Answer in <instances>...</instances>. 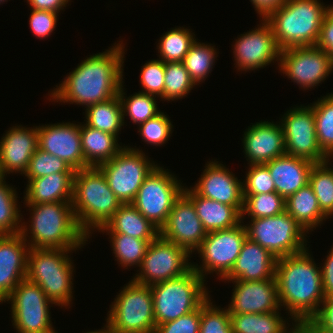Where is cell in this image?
I'll return each instance as SVG.
<instances>
[{"label": "cell", "instance_id": "cell-1", "mask_svg": "<svg viewBox=\"0 0 333 333\" xmlns=\"http://www.w3.org/2000/svg\"><path fill=\"white\" fill-rule=\"evenodd\" d=\"M123 41L103 53L90 55L50 93L52 100L90 105L108 101L119 94L123 83Z\"/></svg>", "mask_w": 333, "mask_h": 333}, {"label": "cell", "instance_id": "cell-2", "mask_svg": "<svg viewBox=\"0 0 333 333\" xmlns=\"http://www.w3.org/2000/svg\"><path fill=\"white\" fill-rule=\"evenodd\" d=\"M309 250L278 258L275 268L280 306L286 307L292 321L312 319L325 298L321 269Z\"/></svg>", "mask_w": 333, "mask_h": 333}, {"label": "cell", "instance_id": "cell-3", "mask_svg": "<svg viewBox=\"0 0 333 333\" xmlns=\"http://www.w3.org/2000/svg\"><path fill=\"white\" fill-rule=\"evenodd\" d=\"M31 213V225L22 224L20 234L27 242L28 231L32 234L29 248L77 250L88 241L80 229L71 202L26 204ZM29 229V230H28ZM31 242V243H30Z\"/></svg>", "mask_w": 333, "mask_h": 333}, {"label": "cell", "instance_id": "cell-4", "mask_svg": "<svg viewBox=\"0 0 333 333\" xmlns=\"http://www.w3.org/2000/svg\"><path fill=\"white\" fill-rule=\"evenodd\" d=\"M71 204L76 221L88 238L90 229L104 226L122 205L98 167L75 171Z\"/></svg>", "mask_w": 333, "mask_h": 333}, {"label": "cell", "instance_id": "cell-5", "mask_svg": "<svg viewBox=\"0 0 333 333\" xmlns=\"http://www.w3.org/2000/svg\"><path fill=\"white\" fill-rule=\"evenodd\" d=\"M328 12L320 0H287L265 20L271 25L281 50L296 46H314Z\"/></svg>", "mask_w": 333, "mask_h": 333}, {"label": "cell", "instance_id": "cell-6", "mask_svg": "<svg viewBox=\"0 0 333 333\" xmlns=\"http://www.w3.org/2000/svg\"><path fill=\"white\" fill-rule=\"evenodd\" d=\"M75 250L29 248L26 278L35 282L55 305L67 307L73 295L74 265L69 253Z\"/></svg>", "mask_w": 333, "mask_h": 333}, {"label": "cell", "instance_id": "cell-7", "mask_svg": "<svg viewBox=\"0 0 333 333\" xmlns=\"http://www.w3.org/2000/svg\"><path fill=\"white\" fill-rule=\"evenodd\" d=\"M204 281L192 268L180 277L151 285L156 325L198 309L209 298Z\"/></svg>", "mask_w": 333, "mask_h": 333}, {"label": "cell", "instance_id": "cell-8", "mask_svg": "<svg viewBox=\"0 0 333 333\" xmlns=\"http://www.w3.org/2000/svg\"><path fill=\"white\" fill-rule=\"evenodd\" d=\"M110 306L107 326L111 333H154L153 297L150 286L133 280L122 288Z\"/></svg>", "mask_w": 333, "mask_h": 333}, {"label": "cell", "instance_id": "cell-9", "mask_svg": "<svg viewBox=\"0 0 333 333\" xmlns=\"http://www.w3.org/2000/svg\"><path fill=\"white\" fill-rule=\"evenodd\" d=\"M250 221L251 224L245 225L247 238L277 259L308 249L307 233L286 211L276 216L251 218Z\"/></svg>", "mask_w": 333, "mask_h": 333}, {"label": "cell", "instance_id": "cell-10", "mask_svg": "<svg viewBox=\"0 0 333 333\" xmlns=\"http://www.w3.org/2000/svg\"><path fill=\"white\" fill-rule=\"evenodd\" d=\"M167 170L156 165L144 179L131 203L159 230L166 223L175 201L184 190L180 180Z\"/></svg>", "mask_w": 333, "mask_h": 333}, {"label": "cell", "instance_id": "cell-11", "mask_svg": "<svg viewBox=\"0 0 333 333\" xmlns=\"http://www.w3.org/2000/svg\"><path fill=\"white\" fill-rule=\"evenodd\" d=\"M157 164L150 162L138 148L123 149L98 168L103 172L108 186L122 204L132 203L146 176Z\"/></svg>", "mask_w": 333, "mask_h": 333}, {"label": "cell", "instance_id": "cell-12", "mask_svg": "<svg viewBox=\"0 0 333 333\" xmlns=\"http://www.w3.org/2000/svg\"><path fill=\"white\" fill-rule=\"evenodd\" d=\"M11 302L12 325L18 333H57L52 327L50 304L35 282L23 279L5 300Z\"/></svg>", "mask_w": 333, "mask_h": 333}, {"label": "cell", "instance_id": "cell-13", "mask_svg": "<svg viewBox=\"0 0 333 333\" xmlns=\"http://www.w3.org/2000/svg\"><path fill=\"white\" fill-rule=\"evenodd\" d=\"M190 255L187 249L158 235L150 243L139 266L140 271L132 280L141 285L151 286L180 277L193 268V263L188 262Z\"/></svg>", "mask_w": 333, "mask_h": 333}, {"label": "cell", "instance_id": "cell-14", "mask_svg": "<svg viewBox=\"0 0 333 333\" xmlns=\"http://www.w3.org/2000/svg\"><path fill=\"white\" fill-rule=\"evenodd\" d=\"M246 238V227L241 223L229 229L208 232L197 249L202 265L193 264V269L203 279L206 273L215 272L223 280L231 271Z\"/></svg>", "mask_w": 333, "mask_h": 333}, {"label": "cell", "instance_id": "cell-15", "mask_svg": "<svg viewBox=\"0 0 333 333\" xmlns=\"http://www.w3.org/2000/svg\"><path fill=\"white\" fill-rule=\"evenodd\" d=\"M280 121L287 155L302 158L314 164L330 160L318 144L314 109L311 105L293 107Z\"/></svg>", "mask_w": 333, "mask_h": 333}, {"label": "cell", "instance_id": "cell-16", "mask_svg": "<svg viewBox=\"0 0 333 333\" xmlns=\"http://www.w3.org/2000/svg\"><path fill=\"white\" fill-rule=\"evenodd\" d=\"M279 68L285 76L307 90L324 82L333 70V57L314 46L281 50Z\"/></svg>", "mask_w": 333, "mask_h": 333}, {"label": "cell", "instance_id": "cell-17", "mask_svg": "<svg viewBox=\"0 0 333 333\" xmlns=\"http://www.w3.org/2000/svg\"><path fill=\"white\" fill-rule=\"evenodd\" d=\"M260 26L241 34L234 44V60L241 71L264 68L274 60L279 62L281 49L277 45L271 25L261 20ZM262 25V26H261Z\"/></svg>", "mask_w": 333, "mask_h": 333}, {"label": "cell", "instance_id": "cell-18", "mask_svg": "<svg viewBox=\"0 0 333 333\" xmlns=\"http://www.w3.org/2000/svg\"><path fill=\"white\" fill-rule=\"evenodd\" d=\"M206 234L193 202L182 193L175 201L166 223L159 230V235L192 254L200 247Z\"/></svg>", "mask_w": 333, "mask_h": 333}, {"label": "cell", "instance_id": "cell-19", "mask_svg": "<svg viewBox=\"0 0 333 333\" xmlns=\"http://www.w3.org/2000/svg\"><path fill=\"white\" fill-rule=\"evenodd\" d=\"M38 147L64 160L74 171L88 168L81 149L80 124L38 126Z\"/></svg>", "mask_w": 333, "mask_h": 333}, {"label": "cell", "instance_id": "cell-20", "mask_svg": "<svg viewBox=\"0 0 333 333\" xmlns=\"http://www.w3.org/2000/svg\"><path fill=\"white\" fill-rule=\"evenodd\" d=\"M192 189L202 197L235 207L241 214L244 206L243 186L228 168L210 161Z\"/></svg>", "mask_w": 333, "mask_h": 333}, {"label": "cell", "instance_id": "cell-21", "mask_svg": "<svg viewBox=\"0 0 333 333\" xmlns=\"http://www.w3.org/2000/svg\"><path fill=\"white\" fill-rule=\"evenodd\" d=\"M235 283L229 313H269L280 310L275 278L260 281L232 280ZM280 308V309H279Z\"/></svg>", "mask_w": 333, "mask_h": 333}, {"label": "cell", "instance_id": "cell-22", "mask_svg": "<svg viewBox=\"0 0 333 333\" xmlns=\"http://www.w3.org/2000/svg\"><path fill=\"white\" fill-rule=\"evenodd\" d=\"M244 153L248 164H265L283 156L285 139L282 125L260 121L250 125L243 136Z\"/></svg>", "mask_w": 333, "mask_h": 333}, {"label": "cell", "instance_id": "cell-23", "mask_svg": "<svg viewBox=\"0 0 333 333\" xmlns=\"http://www.w3.org/2000/svg\"><path fill=\"white\" fill-rule=\"evenodd\" d=\"M38 126L11 127L0 140V168L5 176L10 173L24 174L32 155L38 148Z\"/></svg>", "mask_w": 333, "mask_h": 333}, {"label": "cell", "instance_id": "cell-24", "mask_svg": "<svg viewBox=\"0 0 333 333\" xmlns=\"http://www.w3.org/2000/svg\"><path fill=\"white\" fill-rule=\"evenodd\" d=\"M29 245L23 236L0 235V302L26 278Z\"/></svg>", "mask_w": 333, "mask_h": 333}, {"label": "cell", "instance_id": "cell-25", "mask_svg": "<svg viewBox=\"0 0 333 333\" xmlns=\"http://www.w3.org/2000/svg\"><path fill=\"white\" fill-rule=\"evenodd\" d=\"M277 258L267 249L249 238L242 245L231 271L223 278L232 280L260 281L275 278Z\"/></svg>", "mask_w": 333, "mask_h": 333}, {"label": "cell", "instance_id": "cell-26", "mask_svg": "<svg viewBox=\"0 0 333 333\" xmlns=\"http://www.w3.org/2000/svg\"><path fill=\"white\" fill-rule=\"evenodd\" d=\"M265 165L274 181L276 193L286 199L309 183V173L314 163L285 154Z\"/></svg>", "mask_w": 333, "mask_h": 333}, {"label": "cell", "instance_id": "cell-27", "mask_svg": "<svg viewBox=\"0 0 333 333\" xmlns=\"http://www.w3.org/2000/svg\"><path fill=\"white\" fill-rule=\"evenodd\" d=\"M183 193L193 202L204 230H225L243 223L242 214L233 206L199 196L192 188L184 187ZM242 221V222H241Z\"/></svg>", "mask_w": 333, "mask_h": 333}, {"label": "cell", "instance_id": "cell-28", "mask_svg": "<svg viewBox=\"0 0 333 333\" xmlns=\"http://www.w3.org/2000/svg\"><path fill=\"white\" fill-rule=\"evenodd\" d=\"M74 173H53L28 179L25 204L71 202Z\"/></svg>", "mask_w": 333, "mask_h": 333}, {"label": "cell", "instance_id": "cell-29", "mask_svg": "<svg viewBox=\"0 0 333 333\" xmlns=\"http://www.w3.org/2000/svg\"><path fill=\"white\" fill-rule=\"evenodd\" d=\"M98 230L106 231L108 234H125L142 240H154L159 235V229L131 203L122 204L113 217Z\"/></svg>", "mask_w": 333, "mask_h": 333}, {"label": "cell", "instance_id": "cell-30", "mask_svg": "<svg viewBox=\"0 0 333 333\" xmlns=\"http://www.w3.org/2000/svg\"><path fill=\"white\" fill-rule=\"evenodd\" d=\"M81 149L88 167H98L114 158L123 148L118 137L108 132L80 124Z\"/></svg>", "mask_w": 333, "mask_h": 333}, {"label": "cell", "instance_id": "cell-31", "mask_svg": "<svg viewBox=\"0 0 333 333\" xmlns=\"http://www.w3.org/2000/svg\"><path fill=\"white\" fill-rule=\"evenodd\" d=\"M285 211L309 234L328 219L321 211L318 199L308 183L286 198Z\"/></svg>", "mask_w": 333, "mask_h": 333}, {"label": "cell", "instance_id": "cell-32", "mask_svg": "<svg viewBox=\"0 0 333 333\" xmlns=\"http://www.w3.org/2000/svg\"><path fill=\"white\" fill-rule=\"evenodd\" d=\"M279 311L269 313H229L232 333H291ZM288 328V329H287Z\"/></svg>", "mask_w": 333, "mask_h": 333}, {"label": "cell", "instance_id": "cell-33", "mask_svg": "<svg viewBox=\"0 0 333 333\" xmlns=\"http://www.w3.org/2000/svg\"><path fill=\"white\" fill-rule=\"evenodd\" d=\"M85 112L86 125L118 137L124 125L122 105L118 95L108 101L88 106Z\"/></svg>", "mask_w": 333, "mask_h": 333}, {"label": "cell", "instance_id": "cell-34", "mask_svg": "<svg viewBox=\"0 0 333 333\" xmlns=\"http://www.w3.org/2000/svg\"><path fill=\"white\" fill-rule=\"evenodd\" d=\"M329 161L314 164L309 173V184L327 218L333 215V168L328 166Z\"/></svg>", "mask_w": 333, "mask_h": 333}, {"label": "cell", "instance_id": "cell-35", "mask_svg": "<svg viewBox=\"0 0 333 333\" xmlns=\"http://www.w3.org/2000/svg\"><path fill=\"white\" fill-rule=\"evenodd\" d=\"M311 106L318 144L328 157L333 158V93L318 99Z\"/></svg>", "mask_w": 333, "mask_h": 333}, {"label": "cell", "instance_id": "cell-36", "mask_svg": "<svg viewBox=\"0 0 333 333\" xmlns=\"http://www.w3.org/2000/svg\"><path fill=\"white\" fill-rule=\"evenodd\" d=\"M216 54V48L211 44L197 42V39L191 44L183 63L196 85L206 80L213 68Z\"/></svg>", "mask_w": 333, "mask_h": 333}, {"label": "cell", "instance_id": "cell-37", "mask_svg": "<svg viewBox=\"0 0 333 333\" xmlns=\"http://www.w3.org/2000/svg\"><path fill=\"white\" fill-rule=\"evenodd\" d=\"M5 179L6 176L0 180V235H15L21 232L22 215L17 207L16 189L6 184Z\"/></svg>", "mask_w": 333, "mask_h": 333}, {"label": "cell", "instance_id": "cell-38", "mask_svg": "<svg viewBox=\"0 0 333 333\" xmlns=\"http://www.w3.org/2000/svg\"><path fill=\"white\" fill-rule=\"evenodd\" d=\"M194 33L187 28H174L166 32L159 40L158 53L164 63L183 62L191 44L196 40Z\"/></svg>", "mask_w": 333, "mask_h": 333}, {"label": "cell", "instance_id": "cell-39", "mask_svg": "<svg viewBox=\"0 0 333 333\" xmlns=\"http://www.w3.org/2000/svg\"><path fill=\"white\" fill-rule=\"evenodd\" d=\"M122 87L123 83L120 86L118 97L122 105L123 122L128 114L134 124L140 125L161 112L157 107L156 96L138 92L127 97L124 96L125 92Z\"/></svg>", "mask_w": 333, "mask_h": 333}, {"label": "cell", "instance_id": "cell-40", "mask_svg": "<svg viewBox=\"0 0 333 333\" xmlns=\"http://www.w3.org/2000/svg\"><path fill=\"white\" fill-rule=\"evenodd\" d=\"M113 253L121 267L140 266L153 240L137 239L125 234H110Z\"/></svg>", "mask_w": 333, "mask_h": 333}, {"label": "cell", "instance_id": "cell-41", "mask_svg": "<svg viewBox=\"0 0 333 333\" xmlns=\"http://www.w3.org/2000/svg\"><path fill=\"white\" fill-rule=\"evenodd\" d=\"M243 197L242 220L245 214H248L250 218H264L285 212L286 199L276 192L243 195Z\"/></svg>", "mask_w": 333, "mask_h": 333}, {"label": "cell", "instance_id": "cell-42", "mask_svg": "<svg viewBox=\"0 0 333 333\" xmlns=\"http://www.w3.org/2000/svg\"><path fill=\"white\" fill-rule=\"evenodd\" d=\"M183 62L165 63L164 94L161 97L166 101L178 100L187 96L195 86Z\"/></svg>", "mask_w": 333, "mask_h": 333}, {"label": "cell", "instance_id": "cell-43", "mask_svg": "<svg viewBox=\"0 0 333 333\" xmlns=\"http://www.w3.org/2000/svg\"><path fill=\"white\" fill-rule=\"evenodd\" d=\"M53 173H75V171L64 160L38 147L24 175L27 179H35Z\"/></svg>", "mask_w": 333, "mask_h": 333}, {"label": "cell", "instance_id": "cell-44", "mask_svg": "<svg viewBox=\"0 0 333 333\" xmlns=\"http://www.w3.org/2000/svg\"><path fill=\"white\" fill-rule=\"evenodd\" d=\"M210 297L200 306L199 333H232L228 309H220Z\"/></svg>", "mask_w": 333, "mask_h": 333}, {"label": "cell", "instance_id": "cell-45", "mask_svg": "<svg viewBox=\"0 0 333 333\" xmlns=\"http://www.w3.org/2000/svg\"><path fill=\"white\" fill-rule=\"evenodd\" d=\"M138 126V132H140V136L145 143L147 142V144L155 146L164 144L169 139L173 128L168 115L166 116L163 112H160Z\"/></svg>", "mask_w": 333, "mask_h": 333}, {"label": "cell", "instance_id": "cell-46", "mask_svg": "<svg viewBox=\"0 0 333 333\" xmlns=\"http://www.w3.org/2000/svg\"><path fill=\"white\" fill-rule=\"evenodd\" d=\"M248 170L245 181L242 182L243 195L276 192L274 181L265 164H251Z\"/></svg>", "mask_w": 333, "mask_h": 333}, {"label": "cell", "instance_id": "cell-47", "mask_svg": "<svg viewBox=\"0 0 333 333\" xmlns=\"http://www.w3.org/2000/svg\"><path fill=\"white\" fill-rule=\"evenodd\" d=\"M164 81L165 63L162 60H151L142 66L140 83L145 91L140 92L161 98L164 94Z\"/></svg>", "mask_w": 333, "mask_h": 333}, {"label": "cell", "instance_id": "cell-48", "mask_svg": "<svg viewBox=\"0 0 333 333\" xmlns=\"http://www.w3.org/2000/svg\"><path fill=\"white\" fill-rule=\"evenodd\" d=\"M200 307L176 320L156 325L154 333H199Z\"/></svg>", "mask_w": 333, "mask_h": 333}, {"label": "cell", "instance_id": "cell-49", "mask_svg": "<svg viewBox=\"0 0 333 333\" xmlns=\"http://www.w3.org/2000/svg\"><path fill=\"white\" fill-rule=\"evenodd\" d=\"M58 13L32 9L30 15V28L38 38H47L54 31L57 23Z\"/></svg>", "mask_w": 333, "mask_h": 333}, {"label": "cell", "instance_id": "cell-50", "mask_svg": "<svg viewBox=\"0 0 333 333\" xmlns=\"http://www.w3.org/2000/svg\"><path fill=\"white\" fill-rule=\"evenodd\" d=\"M316 46L333 57V15L329 11L323 18Z\"/></svg>", "mask_w": 333, "mask_h": 333}, {"label": "cell", "instance_id": "cell-51", "mask_svg": "<svg viewBox=\"0 0 333 333\" xmlns=\"http://www.w3.org/2000/svg\"><path fill=\"white\" fill-rule=\"evenodd\" d=\"M322 306L312 319L324 330L333 333V296L325 297Z\"/></svg>", "mask_w": 333, "mask_h": 333}, {"label": "cell", "instance_id": "cell-52", "mask_svg": "<svg viewBox=\"0 0 333 333\" xmlns=\"http://www.w3.org/2000/svg\"><path fill=\"white\" fill-rule=\"evenodd\" d=\"M333 246V245H332ZM322 286L325 297L333 296V247L321 267Z\"/></svg>", "mask_w": 333, "mask_h": 333}, {"label": "cell", "instance_id": "cell-53", "mask_svg": "<svg viewBox=\"0 0 333 333\" xmlns=\"http://www.w3.org/2000/svg\"><path fill=\"white\" fill-rule=\"evenodd\" d=\"M70 0H27L31 9L51 11L59 13L66 7Z\"/></svg>", "mask_w": 333, "mask_h": 333}, {"label": "cell", "instance_id": "cell-54", "mask_svg": "<svg viewBox=\"0 0 333 333\" xmlns=\"http://www.w3.org/2000/svg\"><path fill=\"white\" fill-rule=\"evenodd\" d=\"M287 0H250L253 7L260 15V19H265L272 11L282 6Z\"/></svg>", "mask_w": 333, "mask_h": 333}, {"label": "cell", "instance_id": "cell-55", "mask_svg": "<svg viewBox=\"0 0 333 333\" xmlns=\"http://www.w3.org/2000/svg\"><path fill=\"white\" fill-rule=\"evenodd\" d=\"M293 324V330L296 333H331L324 330L313 319H298Z\"/></svg>", "mask_w": 333, "mask_h": 333}, {"label": "cell", "instance_id": "cell-56", "mask_svg": "<svg viewBox=\"0 0 333 333\" xmlns=\"http://www.w3.org/2000/svg\"><path fill=\"white\" fill-rule=\"evenodd\" d=\"M87 333H111L107 324L106 326L103 327V329H100V330H96V331H90V332H87Z\"/></svg>", "mask_w": 333, "mask_h": 333}, {"label": "cell", "instance_id": "cell-57", "mask_svg": "<svg viewBox=\"0 0 333 333\" xmlns=\"http://www.w3.org/2000/svg\"><path fill=\"white\" fill-rule=\"evenodd\" d=\"M330 5H328V11L333 15V6L331 5L330 7H329Z\"/></svg>", "mask_w": 333, "mask_h": 333}, {"label": "cell", "instance_id": "cell-58", "mask_svg": "<svg viewBox=\"0 0 333 333\" xmlns=\"http://www.w3.org/2000/svg\"><path fill=\"white\" fill-rule=\"evenodd\" d=\"M5 177L3 174H2V171H1V168H0V180Z\"/></svg>", "mask_w": 333, "mask_h": 333}, {"label": "cell", "instance_id": "cell-59", "mask_svg": "<svg viewBox=\"0 0 333 333\" xmlns=\"http://www.w3.org/2000/svg\"><path fill=\"white\" fill-rule=\"evenodd\" d=\"M3 2H6V0H0V4L3 3Z\"/></svg>", "mask_w": 333, "mask_h": 333}]
</instances>
